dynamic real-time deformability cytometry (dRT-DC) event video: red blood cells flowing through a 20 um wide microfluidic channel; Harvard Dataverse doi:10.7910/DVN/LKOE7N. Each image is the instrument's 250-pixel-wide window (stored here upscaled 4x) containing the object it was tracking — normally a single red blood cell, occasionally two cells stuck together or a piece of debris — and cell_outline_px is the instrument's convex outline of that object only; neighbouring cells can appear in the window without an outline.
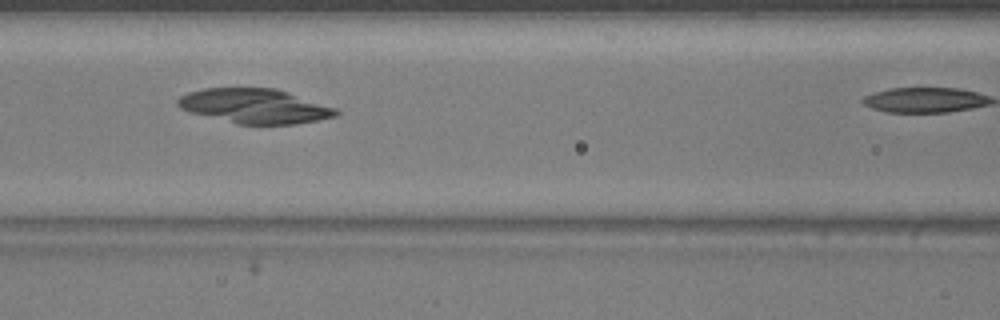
{"species": "common noctule bat (a hibernating species)", "species_latin": "Nyctalus noctula", "temperature_condition": "warm", "stored_images_in_passage": 27, "camera_frame_rate_fps": 3000, "um_per_image_px": 0.085, "animal": {"sex": "male", "body_mass_g": 20.5, "forearm_length_mm": 52.5}, "frame": {"image": 1, "passage_image": 20, "time_ms": 6.333, "image_size_px": [1000, 320], "cell_outline_px": [[340, 112], [336, 116], [296, 124], [236, 124], [192, 112], [180, 108], [176, 104], [176, 100], [180, 96], [188, 92], [204, 88], [276, 88], [336, 108]], "centroid_in_image_um": [21.64, 9.01], "position_along_channel_um": 145.0, "area_um2": 31.73}}
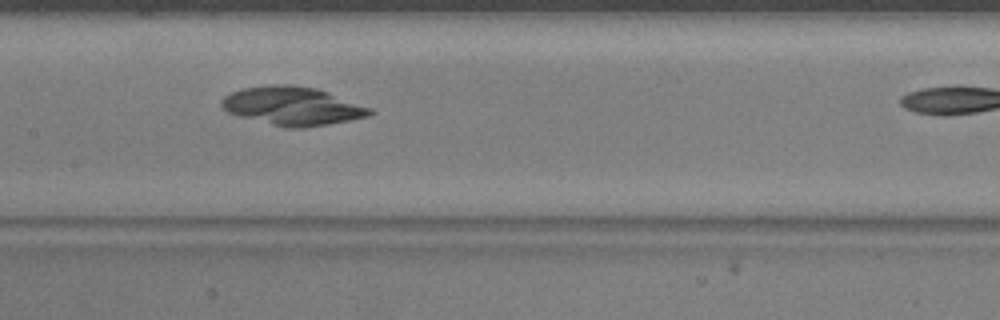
{"frame": {"image": 2, "passage_image": 23, "time_ms": 7.333, "image_size_px": [1000, 320], "cell_outline_px": [[376, 112], [368, 116], [328, 124], [304, 128], [284, 128], [240, 116], [228, 112], [220, 104], [220, 100], [224, 96], [232, 92], [244, 88], [272, 84], [288, 84], [316, 88], [328, 92], [372, 108]], "centroid_in_image_um": [24.87, 9.01], "position_along_channel_um": 182.5, "area_um2": 33.18}}